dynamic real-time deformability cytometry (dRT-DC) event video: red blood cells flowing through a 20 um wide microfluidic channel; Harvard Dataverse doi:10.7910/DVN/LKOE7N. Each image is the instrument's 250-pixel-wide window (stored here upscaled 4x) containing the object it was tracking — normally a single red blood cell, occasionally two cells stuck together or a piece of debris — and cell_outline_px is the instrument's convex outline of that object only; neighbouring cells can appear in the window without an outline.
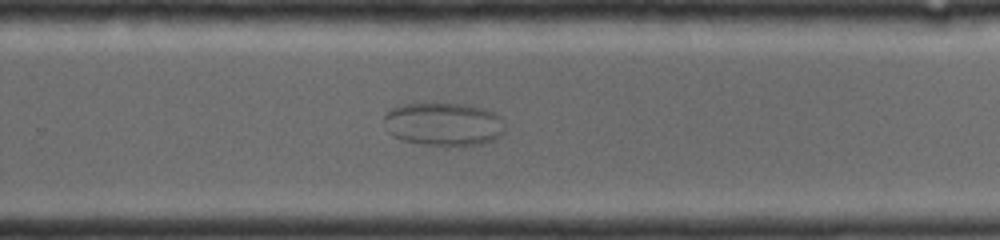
{"species": "common noctule bat (a hibernating species)", "species_latin": "Nyctalus noctula", "temperature_condition": "room temperature", "stored_images_in_passage": 25, "camera_frame_rate_fps": 4000, "um_per_image_px": 0.085, "animal": {"sex": "female", "body_mass_g": 19.0, "forearm_length_mm": 56.7}, "frame": {"image": 1, "passage_image": 18, "time_ms": 9.75, "image_size_px": [1000, 240], "cell_outline_px": [[504, 132], [500, 136], [484, 144], [424, 144], [400, 140], [392, 136], [388, 132], [384, 120], [384, 116], [392, 108], [404, 104], [420, 100], [460, 104], [480, 108], [492, 112], [496, 116]], "centroid_in_image_um": [37.59, 10.51], "position_along_channel_um": 292.2, "area_um2": 30.35}}